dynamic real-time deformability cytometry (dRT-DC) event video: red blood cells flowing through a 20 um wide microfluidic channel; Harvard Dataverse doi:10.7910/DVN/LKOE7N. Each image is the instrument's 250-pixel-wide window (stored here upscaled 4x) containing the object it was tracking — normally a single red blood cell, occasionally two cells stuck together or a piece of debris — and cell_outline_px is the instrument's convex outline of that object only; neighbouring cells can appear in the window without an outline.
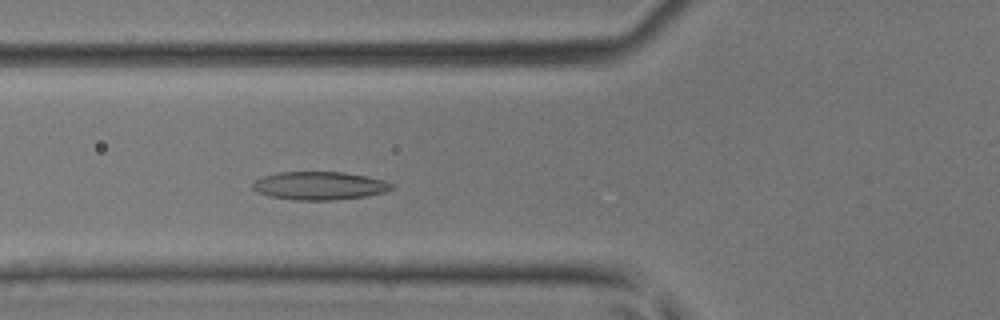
{"species": "common noctule bat (a hibernating species)", "species_latin": "Nyctalus noctula", "temperature_condition": "room temperature", "stored_images_in_passage": 9, "camera_frame_rate_fps": 3000, "um_per_image_px": 0.085, "animal": {"sex": "male", "body_mass_g": 17.9, "forearm_length_mm": 54.2}, "frame": {"image": 1, "passage_image": 5, "time_ms": 1.333, "image_size_px": [1000, 320], "cell_outline_px": [[396, 188], [384, 192], [364, 196], [328, 200], [296, 200], [268, 196], [256, 192], [252, 188], [252, 184], [256, 180], [264, 176], [280, 172], [344, 172], [368, 176], [384, 180], [396, 184]], "centroid_in_image_um": [27.18, 15.78], "position_along_channel_um": 98.6, "area_um2": 22.89}}
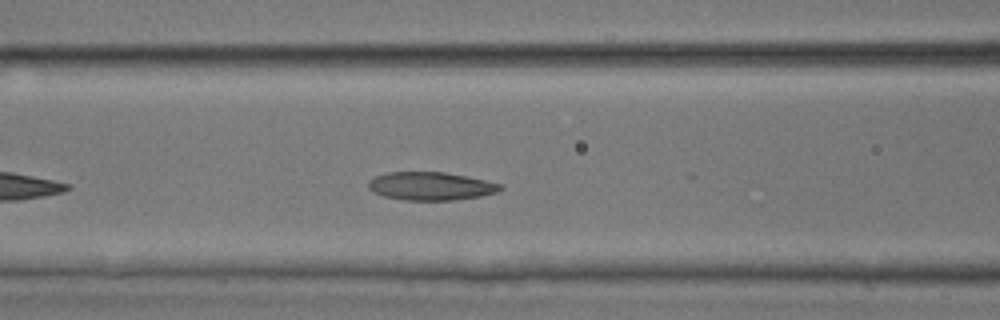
{"frame": {"image": 2, "passage_image": 7, "time_ms": 2.0, "image_size_px": [1000, 320], "cell_outline_px": [[504, 188], [496, 192], [480, 196], [452, 200], [404, 200], [384, 196], [372, 192], [368, 188], [368, 180], [376, 176], [388, 172], [444, 172], [468, 176], [504, 184]], "centroid_in_image_um": [36.62, 15.81], "position_along_channel_um": 130.0, "area_um2": 21.79}}